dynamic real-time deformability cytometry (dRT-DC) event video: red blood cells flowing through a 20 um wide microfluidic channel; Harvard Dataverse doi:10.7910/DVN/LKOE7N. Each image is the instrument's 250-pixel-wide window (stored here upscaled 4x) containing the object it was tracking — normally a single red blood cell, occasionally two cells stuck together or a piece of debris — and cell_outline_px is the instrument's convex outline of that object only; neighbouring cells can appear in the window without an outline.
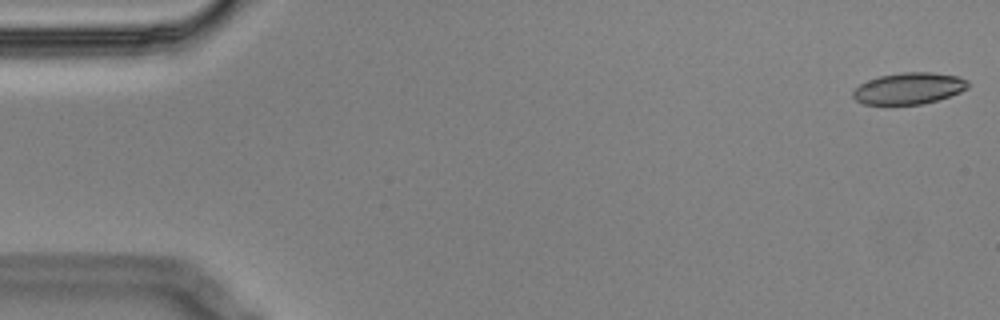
{"species": "Egyptian fruit bat (a non-hibernating species)", "species_latin": "Rousettus aegyptiacus", "temperature_condition": "cold", "stored_images_in_passage": 5, "camera_frame_rate_fps": 3000, "um_per_image_px": 0.085, "animal": {"sex": "male"}, "frame": {"image": 1, "passage_image": 1, "time_ms": 0.0, "image_size_px": [1000, 320], "cell_outline_px": [[968, 88], [960, 92], [936, 100], [920, 104], [864, 104], [856, 100], [852, 96], [852, 92], [860, 84], [868, 80], [880, 76], [904, 72], [932, 72], [960, 76], [968, 80]], "centroid_in_image_um": [77.27, 7.5], "position_along_channel_um": 7.7, "area_um2": 20.98}}